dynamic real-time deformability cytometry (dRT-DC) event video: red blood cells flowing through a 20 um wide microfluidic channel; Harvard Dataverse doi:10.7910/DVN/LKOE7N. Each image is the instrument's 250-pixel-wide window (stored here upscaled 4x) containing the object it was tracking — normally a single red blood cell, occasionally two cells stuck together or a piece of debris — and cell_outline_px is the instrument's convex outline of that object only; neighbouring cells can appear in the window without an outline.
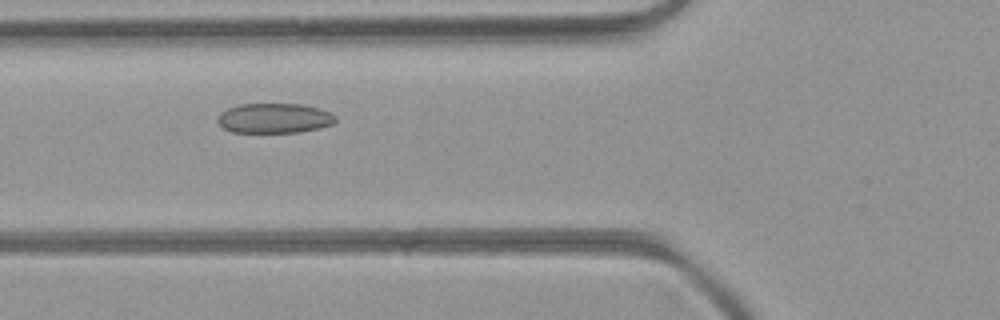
{"species": "common noctule bat (a hibernating species)", "species_latin": "Nyctalus noctula", "temperature_condition": "room temperature", "stored_images_in_passage": 32, "camera_frame_rate_fps": 3000, "um_per_image_px": 0.085, "animal": {"sex": "female", "body_mass_g": 21.9}, "frame": {"image": 1, "passage_image": 5, "time_ms": 1.333, "image_size_px": [1000, 320], "cell_outline_px": [[336, 120], [332, 124], [320, 128], [300, 132], [232, 132], [224, 128], [216, 120], [216, 116], [220, 112], [228, 108], [240, 104], [300, 104], [320, 108], [336, 116]], "centroid_in_image_um": [23.3, 10.04], "position_along_channel_um": 102.5, "area_um2": 20.58}}
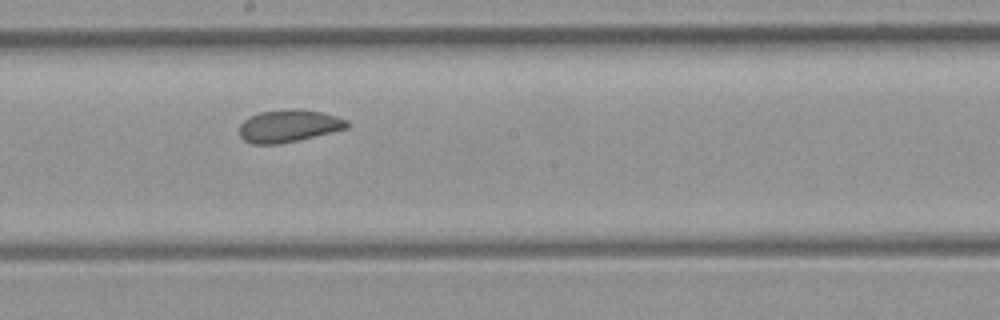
{"frame": {"image": 2, "passage_image": 14, "time_ms": 4.333, "image_size_px": [1000, 320], "cell_outline_px": [[348, 128], [296, 140], [276, 144], [252, 144], [244, 140], [240, 136], [240, 124], [248, 116], [260, 112], [296, 108], [300, 108], [320, 112], [336, 116], [348, 120]], "centroid_in_image_um": [24.51, 10.69], "position_along_channel_um": 223.7, "area_um2": 20.17}}
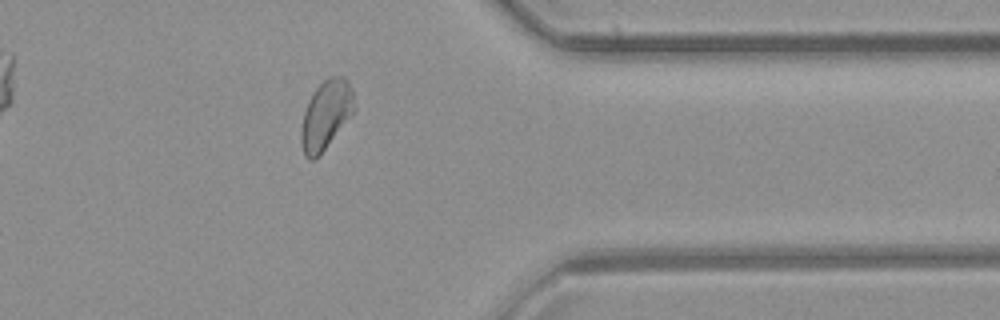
{"frame": {"image": 3, "passage_image": 27, "time_ms": 8.667, "image_size_px": [1000, 320], "cell_outline_px": [[356, 108], [324, 148], [312, 160], [308, 160], [304, 156], [300, 140], [300, 132], [304, 112], [308, 100], [316, 88], [328, 76], [344, 76], [348, 80], [352, 88]], "centroid_in_image_um": [27.69, 9.71], "position_along_channel_um": 383.7, "area_um2": 20.98}}